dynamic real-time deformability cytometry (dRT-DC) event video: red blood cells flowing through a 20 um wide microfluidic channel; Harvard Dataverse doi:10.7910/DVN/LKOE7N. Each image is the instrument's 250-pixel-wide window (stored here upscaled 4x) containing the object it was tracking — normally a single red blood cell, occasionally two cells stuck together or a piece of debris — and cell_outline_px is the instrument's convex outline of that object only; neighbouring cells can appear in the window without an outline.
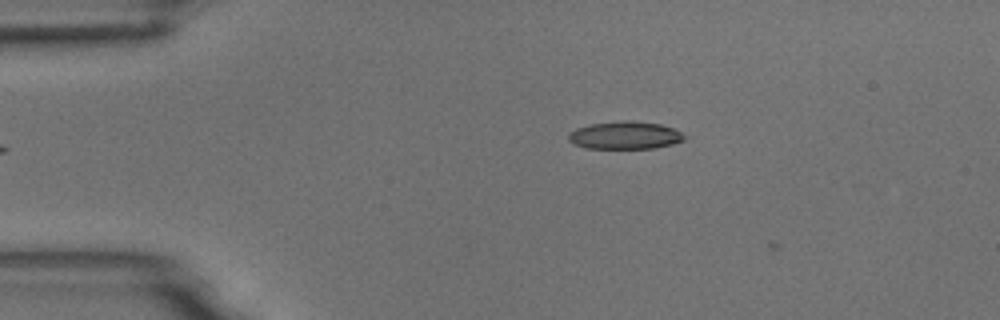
{"species": "common noctule bat (a hibernating species)", "species_latin": "Nyctalus noctula", "temperature_condition": "room temperature", "stored_images_in_passage": 3, "camera_frame_rate_fps": 3000, "um_per_image_px": 0.085, "animal": {"sex": "male", "body_mass_g": 18.8}, "frame": {"image": 1, "passage_image": 2, "time_ms": 0.333, "image_size_px": [1000, 320], "cell_outline_px": [[688, 136], [684, 140], [672, 144], [656, 148], [584, 148], [572, 144], [568, 140], [568, 136], [576, 128], [592, 124], [624, 120], [636, 120], [660, 124], [672, 128]], "centroid_in_image_um": [53.14, 11.5], "position_along_channel_um": 31.9, "area_um2": 18.79}}